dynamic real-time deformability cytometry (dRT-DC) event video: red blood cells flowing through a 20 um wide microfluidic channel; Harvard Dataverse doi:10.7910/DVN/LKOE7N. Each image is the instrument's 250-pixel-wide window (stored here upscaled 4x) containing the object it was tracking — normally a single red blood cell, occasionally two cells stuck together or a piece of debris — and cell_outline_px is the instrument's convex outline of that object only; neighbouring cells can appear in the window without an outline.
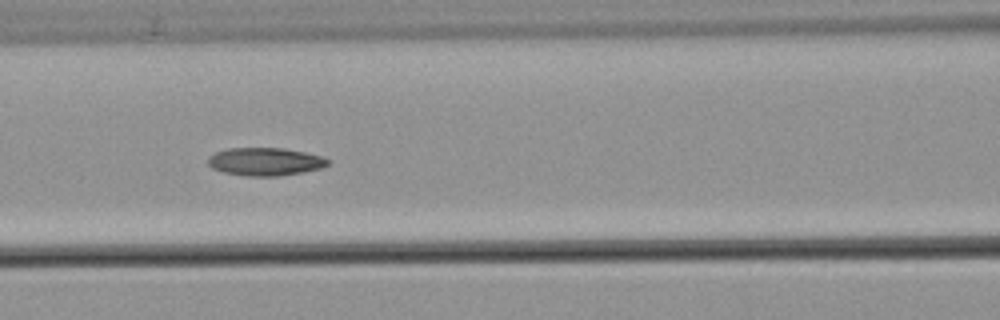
{"species": "common noctule bat (a hibernating species)", "species_latin": "Nyctalus noctula", "temperature_condition": "warm", "stored_images_in_passage": 7, "camera_frame_rate_fps": 3000, "um_per_image_px": 0.085, "animal": {"sex": "male", "body_mass_g": 21.5, "forearm_length_mm": 52.0}, "frame": {"image": 1, "passage_image": 5, "time_ms": 8.0, "image_size_px": [1000, 320], "cell_outline_px": [[332, 160], [328, 164], [320, 168], [304, 172], [280, 176], [244, 176], [224, 172], [212, 168], [208, 164], [208, 156], [216, 152], [228, 148], [284, 148], [324, 156]], "centroid_in_image_um": [22.56, 13.74], "position_along_channel_um": 144.0, "area_um2": 19.71}}